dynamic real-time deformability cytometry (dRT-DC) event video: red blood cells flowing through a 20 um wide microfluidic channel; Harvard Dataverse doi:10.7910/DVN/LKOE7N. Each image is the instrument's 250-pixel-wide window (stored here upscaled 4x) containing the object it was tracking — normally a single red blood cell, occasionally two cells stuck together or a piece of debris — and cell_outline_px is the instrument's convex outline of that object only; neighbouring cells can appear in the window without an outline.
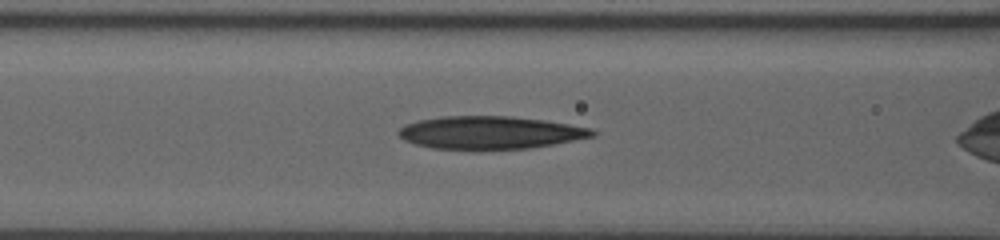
{"species": "human", "species_latin": "Homo sapiens", "temperature_condition": "room temperature", "stored_images_in_passage": 6, "segment_of_instrument_passage": [1, 2], "camera_frame_rate_fps": 3000, "um_per_image_px": 0.085, "donor": {"sex": "male"}, "frame": {"image": 1, "passage_image": 4, "time_ms": 1.667, "image_size_px": [1000, 240], "cell_outline_px": [[596, 136], [556, 144], [528, 148], [476, 152], [432, 148], [416, 144], [404, 140], [396, 132], [404, 124], [416, 120], [440, 116], [512, 116], [544, 120], [592, 128], [596, 132]], "centroid_in_image_um": [41.63, 11.3], "position_along_channel_um": 125.0, "area_um2": 38.26}}